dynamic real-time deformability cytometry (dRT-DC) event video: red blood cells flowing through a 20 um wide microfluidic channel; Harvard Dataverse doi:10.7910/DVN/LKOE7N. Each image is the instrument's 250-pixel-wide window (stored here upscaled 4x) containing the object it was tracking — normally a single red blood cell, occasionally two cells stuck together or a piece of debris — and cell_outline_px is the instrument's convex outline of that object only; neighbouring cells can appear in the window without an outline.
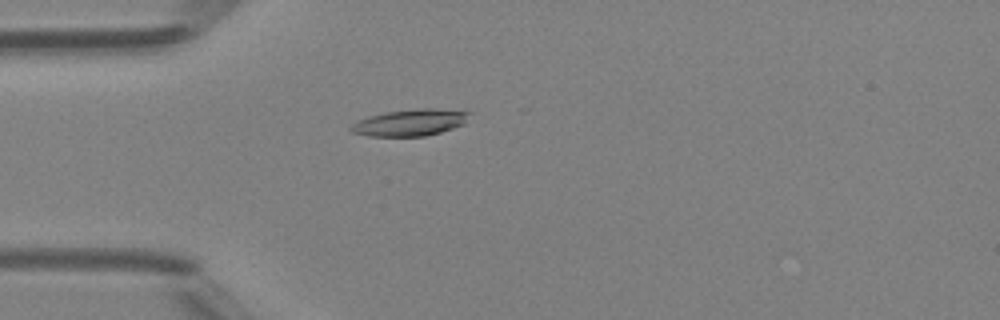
{"species": "Egyptian fruit bat (a non-hibernating species)", "species_latin": "Rousettus aegyptiacus", "temperature_condition": "room temperature", "stored_images_in_passage": 29, "camera_frame_rate_fps": 3000, "um_per_image_px": 0.085, "animal": {"sex": "female"}, "frame": {"image": 1, "passage_image": 12, "time_ms": 3.667, "image_size_px": [1000, 320], "cell_outline_px": [[472, 112], [464, 124], [440, 132], [424, 136], [368, 136], [352, 132], [348, 128], [352, 124], [368, 116], [384, 112], [424, 108], [436, 108]], "centroid_in_image_um": [34.86, 10.41], "position_along_channel_um": 50.1, "area_um2": 18.32}}
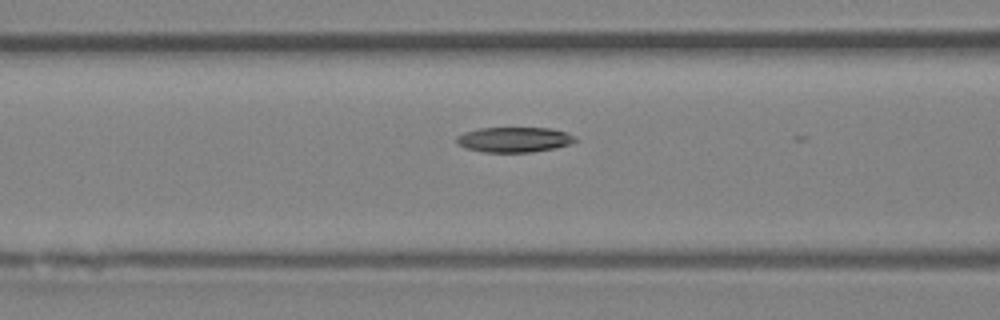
{"frame": {"image": 2, "passage_image": 18, "time_ms": 5.667, "image_size_px": [1000, 320], "cell_outline_px": [[576, 140], [568, 144], [556, 148], [528, 152], [484, 152], [468, 148], [460, 144], [456, 140], [456, 136], [464, 132], [480, 128], [552, 128], [576, 136]], "centroid_in_image_um": [43.71, 11.86], "position_along_channel_um": 122.9, "area_um2": 17.17}}
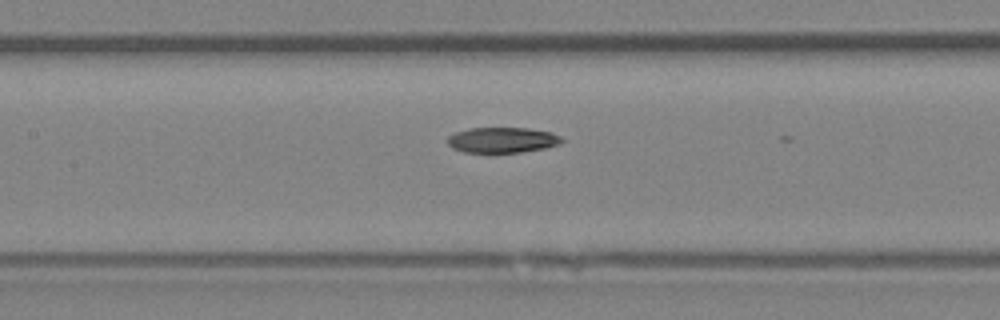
{"frame": {"image": 3, "passage_image": 21, "time_ms": 6.667, "image_size_px": [1000, 320], "cell_outline_px": [[564, 140], [560, 144], [544, 148], [520, 152], [464, 152], [452, 148], [448, 144], [448, 136], [456, 132], [468, 128], [528, 128], [552, 132], [560, 136]], "centroid_in_image_um": [42.71, 11.89], "position_along_channel_um": 164.7, "area_um2": 16.94}}